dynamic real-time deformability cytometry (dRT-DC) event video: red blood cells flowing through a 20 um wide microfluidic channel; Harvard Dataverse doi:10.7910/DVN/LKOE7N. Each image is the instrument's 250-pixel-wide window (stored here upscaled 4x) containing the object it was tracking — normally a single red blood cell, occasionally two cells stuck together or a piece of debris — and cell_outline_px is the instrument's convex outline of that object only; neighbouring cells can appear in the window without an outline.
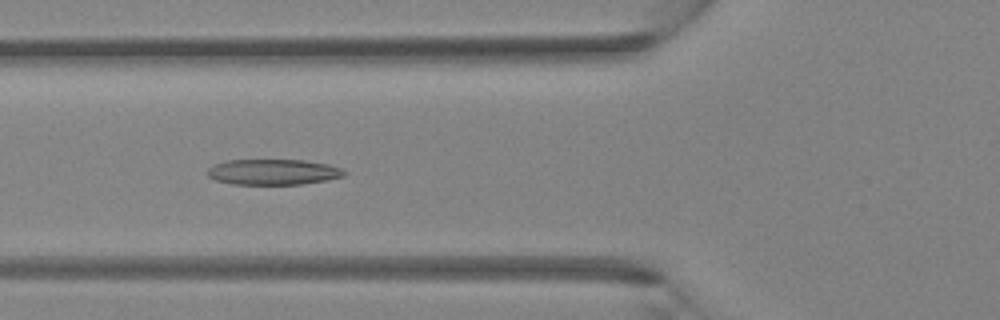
{"species": "Egyptian fruit bat (a non-hibernating species)", "species_latin": "Rousettus aegyptiacus", "temperature_condition": "room temperature", "stored_images_in_passage": 5, "camera_frame_rate_fps": 3000, "um_per_image_px": 0.085, "animal": {"sex": "female"}, "frame": {"image": 1, "passage_image": 5, "time_ms": 1.333, "image_size_px": [1000, 320], "cell_outline_px": [[348, 172], [344, 176], [328, 180], [300, 184], [232, 184], [216, 180], [208, 176], [208, 168], [216, 164], [228, 160], [304, 160], [328, 164], [340, 168]], "centroid_in_image_um": [23.25, 14.62], "position_along_channel_um": 102.5, "area_um2": 20.35}}